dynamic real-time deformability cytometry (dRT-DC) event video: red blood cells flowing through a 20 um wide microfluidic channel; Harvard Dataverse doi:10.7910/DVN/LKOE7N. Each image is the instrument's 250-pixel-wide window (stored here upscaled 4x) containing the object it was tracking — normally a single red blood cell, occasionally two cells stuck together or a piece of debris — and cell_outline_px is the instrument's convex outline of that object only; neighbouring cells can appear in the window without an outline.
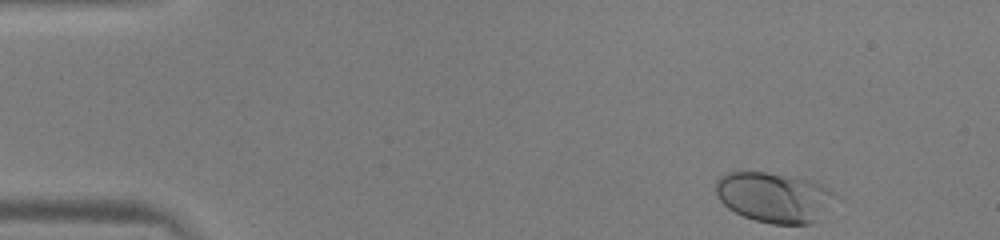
{"species": "human", "species_latin": "Homo sapiens", "temperature_condition": "warm", "stored_images_in_passage": 47, "camera_frame_rate_fps": 3000, "um_per_image_px": 0.085, "donor": {"sex": "male"}, "frame": {"image": 1, "passage_image": 1, "time_ms": 0.0, "image_size_px": [1000, 240], "cell_outline_px": [[832, 192], [816, 220], [812, 224], [772, 224], [756, 220], [744, 216], [728, 208], [716, 196], [716, 180], [720, 176], [728, 172], [764, 172], [812, 180], [828, 188]], "centroid_in_image_um": [65.66, 16.75], "position_along_channel_um": 19.3, "area_um2": 33.81}}
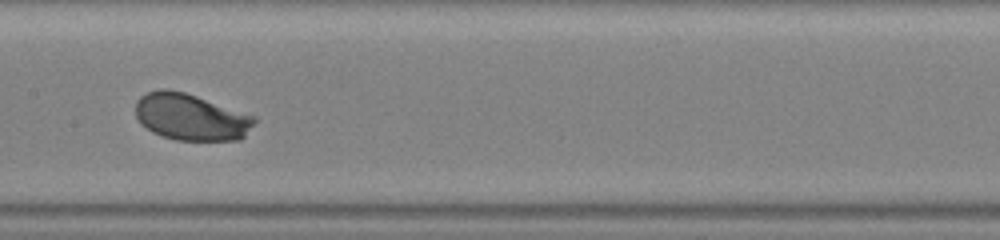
{"frame": {"image": 2, "passage_image": 22, "time_ms": 7.0, "image_size_px": [1000, 240], "cell_outline_px": [[260, 120], [240, 140], [176, 140], [152, 132], [140, 124], [136, 116], [136, 100], [140, 96], [148, 92], [160, 88], [168, 88], [184, 92], [256, 116]], "centroid_in_image_um": [16.24, 9.94], "position_along_channel_um": 191.2, "area_um2": 32.6}}
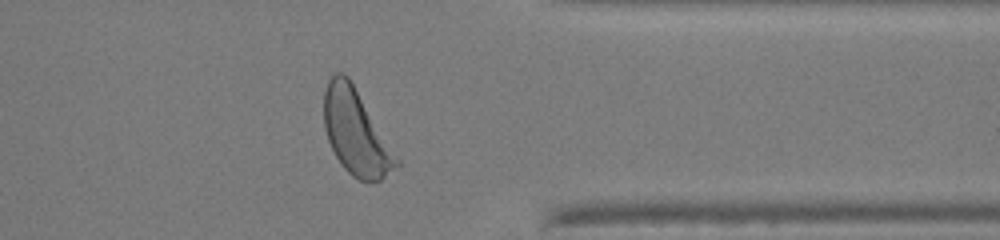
{"frame": {"image": 3, "passage_image": 37, "time_ms": 12.0, "image_size_px": [1000, 240], "cell_outline_px": [[400, 164], [380, 180], [368, 184], [352, 176], [344, 168], [336, 156], [328, 140], [324, 128], [324, 92], [328, 80], [336, 72], [344, 72], [348, 76], [400, 160]], "centroid_in_image_um": [30.24, 11.26], "position_along_channel_um": 381.2, "area_um2": 35.66}, "authors_computed_cell_mechanics": {"area_um2": 32.4258, "velocity_mm_per_s": 3.9746, "shape_relaxation_time_tau1_ms": 0.8848, "shape_relaxation_time_tau2_ms": null, "deformation_change_tau1": 0.0823, "deformation_change_tau2": null}}